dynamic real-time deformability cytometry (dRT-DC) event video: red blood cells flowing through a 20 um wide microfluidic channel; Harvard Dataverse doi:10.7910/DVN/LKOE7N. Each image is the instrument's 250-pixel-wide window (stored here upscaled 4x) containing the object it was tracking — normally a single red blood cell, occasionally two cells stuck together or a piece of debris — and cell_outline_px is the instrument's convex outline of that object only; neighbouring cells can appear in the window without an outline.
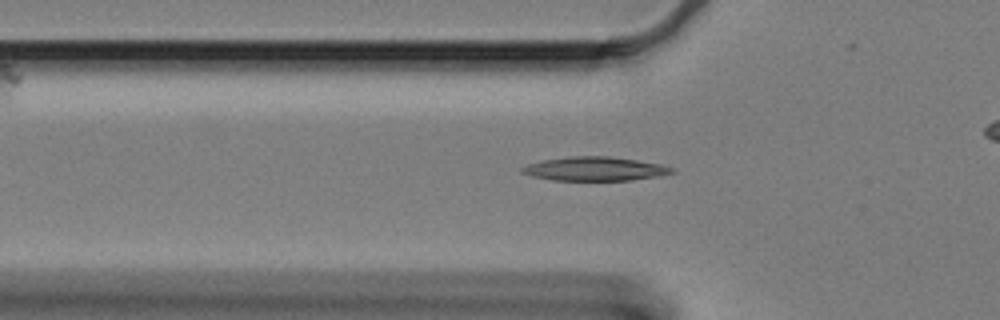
{"species": "Egyptian fruit bat (a non-hibernating species)", "species_latin": "Rousettus aegyptiacus", "temperature_condition": "cold", "stored_images_in_passage": 39, "camera_frame_rate_fps": 3000, "um_per_image_px": 0.085, "animal": {"sex": "female"}, "frame": {"image": 1, "passage_image": 6, "time_ms": 1.667, "image_size_px": [1000, 320], "cell_outline_px": [[676, 172], [660, 176], [632, 180], [552, 180], [532, 176], [520, 172], [520, 168], [528, 164], [540, 160], [568, 156], [608, 156], [636, 160], [660, 164], [676, 168]], "centroid_in_image_um": [50.56, 14.35], "position_along_channel_um": 75.2, "area_um2": 21.04}}
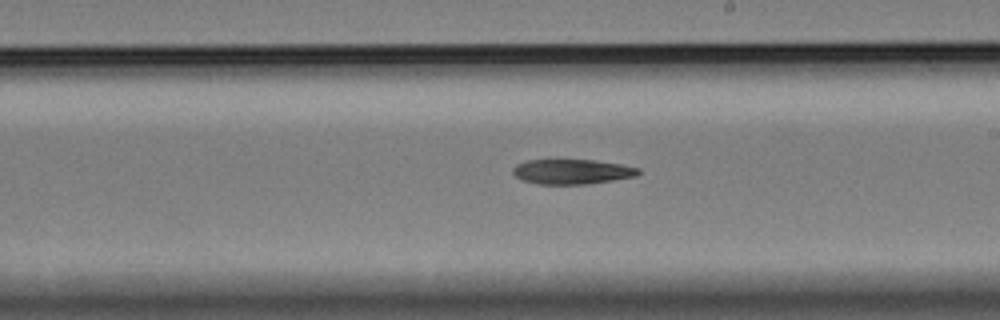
{"frame": {"image": 2, "passage_image": 21, "time_ms": 6.667, "image_size_px": [1000, 320], "cell_outline_px": [[640, 172], [636, 176], [588, 184], [540, 184], [524, 180], [516, 176], [512, 172], [512, 168], [516, 164], [528, 160], [596, 160], [620, 164], [640, 168]], "centroid_in_image_um": [48.63, 14.58], "position_along_channel_um": 240.4, "area_um2": 18.09}}
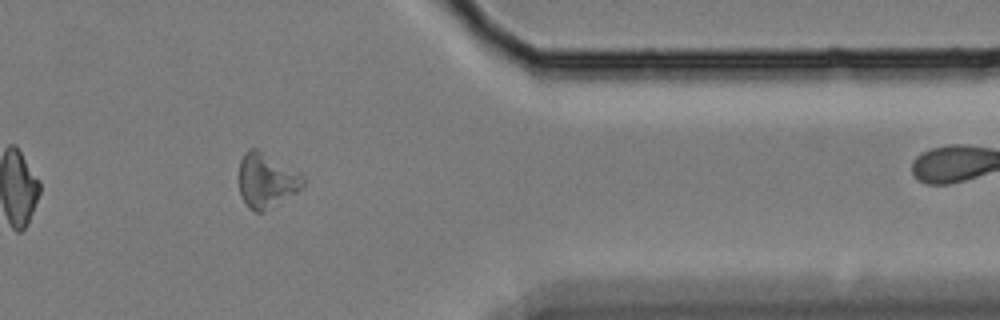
{"frame": {"image": 3, "passage_image": 36, "time_ms": 11.667, "image_size_px": [1000, 320], "cell_outline_px": [[304, 184], [296, 192], [264, 212], [256, 212], [248, 208], [240, 196], [240, 160], [244, 152], [248, 148], [256, 148], [304, 176]], "centroid_in_image_um": [22.61, 15.36], "position_along_channel_um": 388.8, "area_um2": 20.06}}